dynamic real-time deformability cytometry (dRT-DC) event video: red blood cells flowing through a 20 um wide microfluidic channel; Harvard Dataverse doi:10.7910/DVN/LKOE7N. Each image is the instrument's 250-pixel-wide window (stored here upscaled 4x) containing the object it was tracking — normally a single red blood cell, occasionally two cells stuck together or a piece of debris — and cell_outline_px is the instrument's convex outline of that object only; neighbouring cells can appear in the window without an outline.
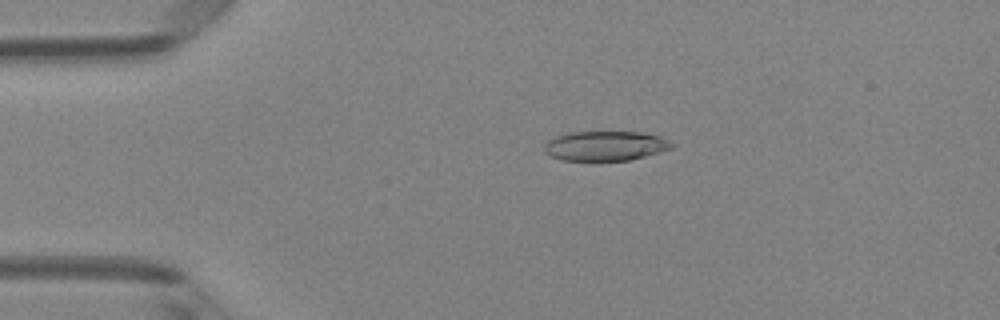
{"species": "Egyptian fruit bat (a non-hibernating species)", "species_latin": "Rousettus aegyptiacus", "temperature_condition": "room temperature", "stored_images_in_passage": 2, "camera_frame_rate_fps": 3000, "um_per_image_px": 0.085, "animal": {"sex": "female"}, "frame": {"image": 1, "passage_image": 1, "time_ms": 0.0, "image_size_px": [1000, 320], "cell_outline_px": [[676, 144], [672, 148], [644, 156], [628, 160], [560, 160], [544, 152], [544, 144], [548, 140], [556, 136], [568, 132], [644, 132], [660, 136]], "centroid_in_image_um": [51.45, 12.39], "position_along_channel_um": 33.6, "area_um2": 22.02}}